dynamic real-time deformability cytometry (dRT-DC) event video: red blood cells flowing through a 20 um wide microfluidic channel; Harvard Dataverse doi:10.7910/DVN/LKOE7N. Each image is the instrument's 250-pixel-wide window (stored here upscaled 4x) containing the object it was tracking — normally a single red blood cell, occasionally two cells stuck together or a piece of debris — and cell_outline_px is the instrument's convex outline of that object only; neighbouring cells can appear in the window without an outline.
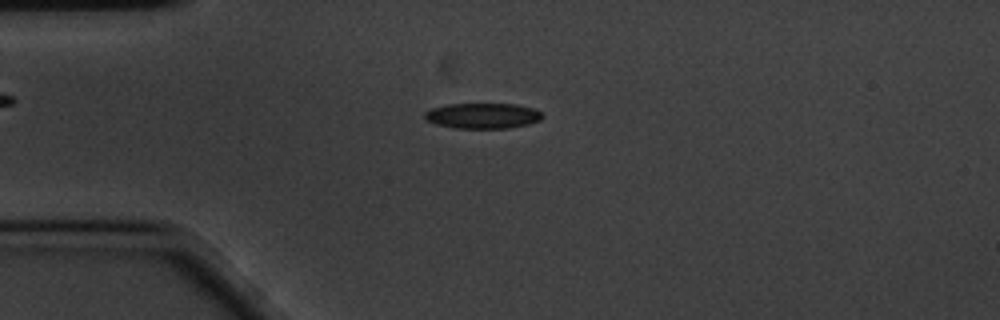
{"species": "common noctule bat (a hibernating species)", "species_latin": "Nyctalus noctula", "temperature_condition": "cold", "stored_images_in_passage": 58, "camera_frame_rate_fps": 3000, "um_per_image_px": 0.085, "animal": {"sex": "male", "body_mass_g": 20.1, "forearm_length_mm": 53.5}, "frame": {"image": 1, "passage_image": 14, "time_ms": 4.333, "image_size_px": [1000, 320], "cell_outline_px": [[544, 116], [540, 120], [528, 124], [508, 128], [452, 128], [436, 124], [428, 120], [424, 116], [424, 112], [432, 108], [448, 104], [516, 104], [532, 108], [540, 112]], "centroid_in_image_um": [41.02, 9.84], "position_along_channel_um": 44.0, "area_um2": 17.4}}
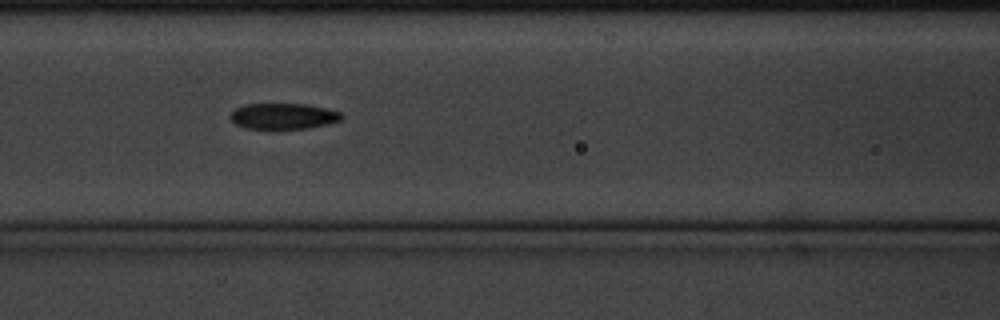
{"frame": {"image": 2, "passage_image": 24, "time_ms": 7.667, "image_size_px": [1000, 320], "cell_outline_px": [[344, 116], [340, 120], [328, 124], [308, 128], [268, 132], [244, 128], [236, 124], [228, 116], [236, 108], [244, 104], [304, 104], [324, 108], [340, 112]], "centroid_in_image_um": [24.02, 9.93], "position_along_channel_um": 142.6, "area_um2": 17.51}}
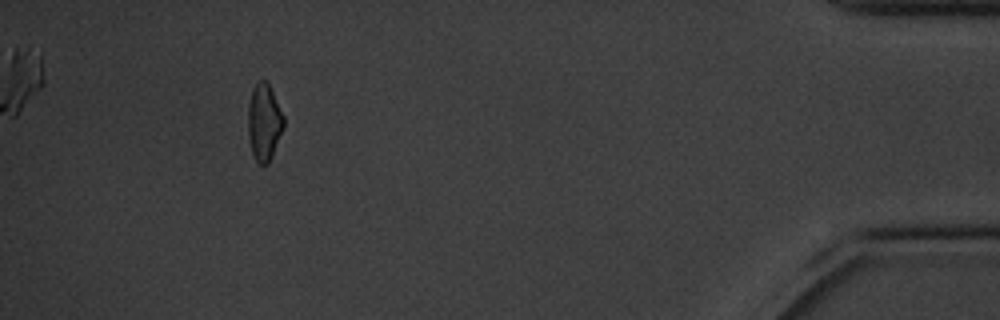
{"frame": {"image": 3, "passage_image": 53, "time_ms": 17.333, "image_size_px": [1000, 320], "cell_outline_px": [[284, 128], [272, 156], [268, 164], [260, 164], [256, 160], [252, 152], [248, 136], [248, 104], [252, 88], [256, 80], [264, 80], [268, 84], [284, 116]], "centroid_in_image_um": [22.44, 10.38], "position_along_channel_um": 412.8, "area_um2": 16.01}, "authors_computed_cell_mechanics": {"area_um2": 16.8198, "velocity_mm_per_s": 3.4527, "shape_relaxation_time_tau1_ms": 4.1307, "shape_relaxation_time_tau2_ms": 4.9137, "deformation_change_tau1": 0.12, "deformation_change_tau2": 0.1115}}